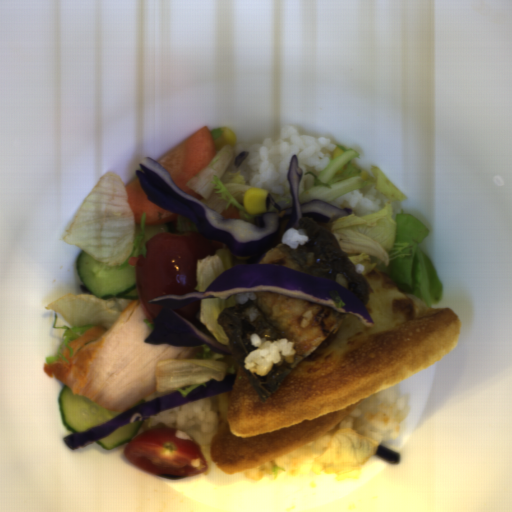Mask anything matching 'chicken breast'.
<instances>
[{
  "instance_id": "1",
  "label": "chicken breast",
  "mask_w": 512,
  "mask_h": 512,
  "mask_svg": "<svg viewBox=\"0 0 512 512\" xmlns=\"http://www.w3.org/2000/svg\"><path fill=\"white\" fill-rule=\"evenodd\" d=\"M139 299H132L109 329L90 328L73 339L63 357L44 363L46 375L112 412H125L155 393L157 363L167 359H195L199 346L151 344L153 333Z\"/></svg>"
}]
</instances>
